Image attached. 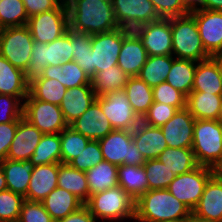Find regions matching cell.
<instances>
[{
  "mask_svg": "<svg viewBox=\"0 0 222 222\" xmlns=\"http://www.w3.org/2000/svg\"><path fill=\"white\" fill-rule=\"evenodd\" d=\"M66 5L70 29L93 35L120 28L112 0H70Z\"/></svg>",
  "mask_w": 222,
  "mask_h": 222,
  "instance_id": "cell-1",
  "label": "cell"
},
{
  "mask_svg": "<svg viewBox=\"0 0 222 222\" xmlns=\"http://www.w3.org/2000/svg\"><path fill=\"white\" fill-rule=\"evenodd\" d=\"M191 210L167 189H153L135 201L137 222H162L170 219H187Z\"/></svg>",
  "mask_w": 222,
  "mask_h": 222,
  "instance_id": "cell-2",
  "label": "cell"
},
{
  "mask_svg": "<svg viewBox=\"0 0 222 222\" xmlns=\"http://www.w3.org/2000/svg\"><path fill=\"white\" fill-rule=\"evenodd\" d=\"M84 205L96 220L121 222L135 218V200L119 185L90 195Z\"/></svg>",
  "mask_w": 222,
  "mask_h": 222,
  "instance_id": "cell-3",
  "label": "cell"
},
{
  "mask_svg": "<svg viewBox=\"0 0 222 222\" xmlns=\"http://www.w3.org/2000/svg\"><path fill=\"white\" fill-rule=\"evenodd\" d=\"M192 150L198 165L216 169L222 162V124L195 120Z\"/></svg>",
  "mask_w": 222,
  "mask_h": 222,
  "instance_id": "cell-4",
  "label": "cell"
},
{
  "mask_svg": "<svg viewBox=\"0 0 222 222\" xmlns=\"http://www.w3.org/2000/svg\"><path fill=\"white\" fill-rule=\"evenodd\" d=\"M172 55L196 62L211 57L205 50L195 18L189 13L171 18Z\"/></svg>",
  "mask_w": 222,
  "mask_h": 222,
  "instance_id": "cell-5",
  "label": "cell"
},
{
  "mask_svg": "<svg viewBox=\"0 0 222 222\" xmlns=\"http://www.w3.org/2000/svg\"><path fill=\"white\" fill-rule=\"evenodd\" d=\"M105 161L117 166H143L146 159L132 140V131L114 129L99 140Z\"/></svg>",
  "mask_w": 222,
  "mask_h": 222,
  "instance_id": "cell-6",
  "label": "cell"
},
{
  "mask_svg": "<svg viewBox=\"0 0 222 222\" xmlns=\"http://www.w3.org/2000/svg\"><path fill=\"white\" fill-rule=\"evenodd\" d=\"M34 40L27 25L0 29V55L28 77Z\"/></svg>",
  "mask_w": 222,
  "mask_h": 222,
  "instance_id": "cell-7",
  "label": "cell"
},
{
  "mask_svg": "<svg viewBox=\"0 0 222 222\" xmlns=\"http://www.w3.org/2000/svg\"><path fill=\"white\" fill-rule=\"evenodd\" d=\"M70 61H73V56L69 32L47 44L34 41L28 65V78L38 75L46 66H57Z\"/></svg>",
  "mask_w": 222,
  "mask_h": 222,
  "instance_id": "cell-8",
  "label": "cell"
},
{
  "mask_svg": "<svg viewBox=\"0 0 222 222\" xmlns=\"http://www.w3.org/2000/svg\"><path fill=\"white\" fill-rule=\"evenodd\" d=\"M214 174V169L199 165L190 172L177 175L167 190L193 211L200 201L206 183Z\"/></svg>",
  "mask_w": 222,
  "mask_h": 222,
  "instance_id": "cell-9",
  "label": "cell"
},
{
  "mask_svg": "<svg viewBox=\"0 0 222 222\" xmlns=\"http://www.w3.org/2000/svg\"><path fill=\"white\" fill-rule=\"evenodd\" d=\"M23 118L43 134L60 133L68 126L59 105L34 99L30 94L23 101Z\"/></svg>",
  "mask_w": 222,
  "mask_h": 222,
  "instance_id": "cell-10",
  "label": "cell"
},
{
  "mask_svg": "<svg viewBox=\"0 0 222 222\" xmlns=\"http://www.w3.org/2000/svg\"><path fill=\"white\" fill-rule=\"evenodd\" d=\"M123 43V28H117L110 32L93 34L91 36L90 78L99 71L117 65L119 52Z\"/></svg>",
  "mask_w": 222,
  "mask_h": 222,
  "instance_id": "cell-11",
  "label": "cell"
},
{
  "mask_svg": "<svg viewBox=\"0 0 222 222\" xmlns=\"http://www.w3.org/2000/svg\"><path fill=\"white\" fill-rule=\"evenodd\" d=\"M27 26L37 43H50L68 32V9H53L28 18Z\"/></svg>",
  "mask_w": 222,
  "mask_h": 222,
  "instance_id": "cell-12",
  "label": "cell"
},
{
  "mask_svg": "<svg viewBox=\"0 0 222 222\" xmlns=\"http://www.w3.org/2000/svg\"><path fill=\"white\" fill-rule=\"evenodd\" d=\"M96 101L100 104L113 129L132 131L141 121L133 111L124 90L96 96Z\"/></svg>",
  "mask_w": 222,
  "mask_h": 222,
  "instance_id": "cell-13",
  "label": "cell"
},
{
  "mask_svg": "<svg viewBox=\"0 0 222 222\" xmlns=\"http://www.w3.org/2000/svg\"><path fill=\"white\" fill-rule=\"evenodd\" d=\"M133 31L141 39L148 56L172 55L171 18H160Z\"/></svg>",
  "mask_w": 222,
  "mask_h": 222,
  "instance_id": "cell-14",
  "label": "cell"
},
{
  "mask_svg": "<svg viewBox=\"0 0 222 222\" xmlns=\"http://www.w3.org/2000/svg\"><path fill=\"white\" fill-rule=\"evenodd\" d=\"M116 20L121 28L137 27L160 19L150 0H112Z\"/></svg>",
  "mask_w": 222,
  "mask_h": 222,
  "instance_id": "cell-15",
  "label": "cell"
},
{
  "mask_svg": "<svg viewBox=\"0 0 222 222\" xmlns=\"http://www.w3.org/2000/svg\"><path fill=\"white\" fill-rule=\"evenodd\" d=\"M199 35L206 52L211 56L222 53V11L192 8Z\"/></svg>",
  "mask_w": 222,
  "mask_h": 222,
  "instance_id": "cell-16",
  "label": "cell"
},
{
  "mask_svg": "<svg viewBox=\"0 0 222 222\" xmlns=\"http://www.w3.org/2000/svg\"><path fill=\"white\" fill-rule=\"evenodd\" d=\"M195 119L185 107L160 129L163 132L167 146L171 148H192Z\"/></svg>",
  "mask_w": 222,
  "mask_h": 222,
  "instance_id": "cell-17",
  "label": "cell"
},
{
  "mask_svg": "<svg viewBox=\"0 0 222 222\" xmlns=\"http://www.w3.org/2000/svg\"><path fill=\"white\" fill-rule=\"evenodd\" d=\"M147 57L146 49L139 36L133 30L123 28V43L117 65L129 77L138 76Z\"/></svg>",
  "mask_w": 222,
  "mask_h": 222,
  "instance_id": "cell-18",
  "label": "cell"
},
{
  "mask_svg": "<svg viewBox=\"0 0 222 222\" xmlns=\"http://www.w3.org/2000/svg\"><path fill=\"white\" fill-rule=\"evenodd\" d=\"M69 126L89 140L94 141H99L114 130L96 100Z\"/></svg>",
  "mask_w": 222,
  "mask_h": 222,
  "instance_id": "cell-19",
  "label": "cell"
},
{
  "mask_svg": "<svg viewBox=\"0 0 222 222\" xmlns=\"http://www.w3.org/2000/svg\"><path fill=\"white\" fill-rule=\"evenodd\" d=\"M43 133L25 118L18 122L15 136L7 153V159L28 161L39 144Z\"/></svg>",
  "mask_w": 222,
  "mask_h": 222,
  "instance_id": "cell-20",
  "label": "cell"
},
{
  "mask_svg": "<svg viewBox=\"0 0 222 222\" xmlns=\"http://www.w3.org/2000/svg\"><path fill=\"white\" fill-rule=\"evenodd\" d=\"M59 163L36 165L33 167L26 200L42 202L57 188Z\"/></svg>",
  "mask_w": 222,
  "mask_h": 222,
  "instance_id": "cell-21",
  "label": "cell"
},
{
  "mask_svg": "<svg viewBox=\"0 0 222 222\" xmlns=\"http://www.w3.org/2000/svg\"><path fill=\"white\" fill-rule=\"evenodd\" d=\"M96 96L91 85L67 89L59 105L65 122L70 125L80 117L96 100Z\"/></svg>",
  "mask_w": 222,
  "mask_h": 222,
  "instance_id": "cell-22",
  "label": "cell"
},
{
  "mask_svg": "<svg viewBox=\"0 0 222 222\" xmlns=\"http://www.w3.org/2000/svg\"><path fill=\"white\" fill-rule=\"evenodd\" d=\"M132 140L146 160L157 157L168 147L160 127L140 123L132 130Z\"/></svg>",
  "mask_w": 222,
  "mask_h": 222,
  "instance_id": "cell-23",
  "label": "cell"
},
{
  "mask_svg": "<svg viewBox=\"0 0 222 222\" xmlns=\"http://www.w3.org/2000/svg\"><path fill=\"white\" fill-rule=\"evenodd\" d=\"M192 212L205 219L222 221V178L216 173L206 183L200 201Z\"/></svg>",
  "mask_w": 222,
  "mask_h": 222,
  "instance_id": "cell-24",
  "label": "cell"
},
{
  "mask_svg": "<svg viewBox=\"0 0 222 222\" xmlns=\"http://www.w3.org/2000/svg\"><path fill=\"white\" fill-rule=\"evenodd\" d=\"M0 94L18 97L22 102L29 94V78L0 55Z\"/></svg>",
  "mask_w": 222,
  "mask_h": 222,
  "instance_id": "cell-25",
  "label": "cell"
},
{
  "mask_svg": "<svg viewBox=\"0 0 222 222\" xmlns=\"http://www.w3.org/2000/svg\"><path fill=\"white\" fill-rule=\"evenodd\" d=\"M192 92L222 95V76L214 57L197 62Z\"/></svg>",
  "mask_w": 222,
  "mask_h": 222,
  "instance_id": "cell-26",
  "label": "cell"
},
{
  "mask_svg": "<svg viewBox=\"0 0 222 222\" xmlns=\"http://www.w3.org/2000/svg\"><path fill=\"white\" fill-rule=\"evenodd\" d=\"M31 78L57 79L67 89L91 85V78L74 61L64 62L57 66H46L42 72Z\"/></svg>",
  "mask_w": 222,
  "mask_h": 222,
  "instance_id": "cell-27",
  "label": "cell"
},
{
  "mask_svg": "<svg viewBox=\"0 0 222 222\" xmlns=\"http://www.w3.org/2000/svg\"><path fill=\"white\" fill-rule=\"evenodd\" d=\"M45 210L56 222L78 211L84 203L67 190L57 187L42 201Z\"/></svg>",
  "mask_w": 222,
  "mask_h": 222,
  "instance_id": "cell-28",
  "label": "cell"
},
{
  "mask_svg": "<svg viewBox=\"0 0 222 222\" xmlns=\"http://www.w3.org/2000/svg\"><path fill=\"white\" fill-rule=\"evenodd\" d=\"M7 184V190L23 196L26 200L28 185L34 165L28 161L5 159L0 162Z\"/></svg>",
  "mask_w": 222,
  "mask_h": 222,
  "instance_id": "cell-29",
  "label": "cell"
},
{
  "mask_svg": "<svg viewBox=\"0 0 222 222\" xmlns=\"http://www.w3.org/2000/svg\"><path fill=\"white\" fill-rule=\"evenodd\" d=\"M222 95L207 92H191L186 97V108L195 120H216Z\"/></svg>",
  "mask_w": 222,
  "mask_h": 222,
  "instance_id": "cell-30",
  "label": "cell"
},
{
  "mask_svg": "<svg viewBox=\"0 0 222 222\" xmlns=\"http://www.w3.org/2000/svg\"><path fill=\"white\" fill-rule=\"evenodd\" d=\"M57 187L71 192L84 204L89 200V186L85 172L69 164L59 163Z\"/></svg>",
  "mask_w": 222,
  "mask_h": 222,
  "instance_id": "cell-31",
  "label": "cell"
},
{
  "mask_svg": "<svg viewBox=\"0 0 222 222\" xmlns=\"http://www.w3.org/2000/svg\"><path fill=\"white\" fill-rule=\"evenodd\" d=\"M89 197L118 185V166L103 160L85 172Z\"/></svg>",
  "mask_w": 222,
  "mask_h": 222,
  "instance_id": "cell-32",
  "label": "cell"
},
{
  "mask_svg": "<svg viewBox=\"0 0 222 222\" xmlns=\"http://www.w3.org/2000/svg\"><path fill=\"white\" fill-rule=\"evenodd\" d=\"M118 185L136 201L148 191V179L143 166H118Z\"/></svg>",
  "mask_w": 222,
  "mask_h": 222,
  "instance_id": "cell-33",
  "label": "cell"
},
{
  "mask_svg": "<svg viewBox=\"0 0 222 222\" xmlns=\"http://www.w3.org/2000/svg\"><path fill=\"white\" fill-rule=\"evenodd\" d=\"M124 91L133 111L142 119L154 102L152 88L138 76H134L129 77Z\"/></svg>",
  "mask_w": 222,
  "mask_h": 222,
  "instance_id": "cell-34",
  "label": "cell"
},
{
  "mask_svg": "<svg viewBox=\"0 0 222 222\" xmlns=\"http://www.w3.org/2000/svg\"><path fill=\"white\" fill-rule=\"evenodd\" d=\"M197 62L174 57L166 82L186 97L192 92Z\"/></svg>",
  "mask_w": 222,
  "mask_h": 222,
  "instance_id": "cell-35",
  "label": "cell"
},
{
  "mask_svg": "<svg viewBox=\"0 0 222 222\" xmlns=\"http://www.w3.org/2000/svg\"><path fill=\"white\" fill-rule=\"evenodd\" d=\"M157 159L176 176L190 172L199 166L192 148L166 147Z\"/></svg>",
  "mask_w": 222,
  "mask_h": 222,
  "instance_id": "cell-36",
  "label": "cell"
},
{
  "mask_svg": "<svg viewBox=\"0 0 222 222\" xmlns=\"http://www.w3.org/2000/svg\"><path fill=\"white\" fill-rule=\"evenodd\" d=\"M129 79L118 65L99 71L91 78V86L97 96L105 95L113 91L124 90Z\"/></svg>",
  "mask_w": 222,
  "mask_h": 222,
  "instance_id": "cell-37",
  "label": "cell"
},
{
  "mask_svg": "<svg viewBox=\"0 0 222 222\" xmlns=\"http://www.w3.org/2000/svg\"><path fill=\"white\" fill-rule=\"evenodd\" d=\"M67 88L57 79L30 78L29 94L37 100L60 105Z\"/></svg>",
  "mask_w": 222,
  "mask_h": 222,
  "instance_id": "cell-38",
  "label": "cell"
},
{
  "mask_svg": "<svg viewBox=\"0 0 222 222\" xmlns=\"http://www.w3.org/2000/svg\"><path fill=\"white\" fill-rule=\"evenodd\" d=\"M173 61V55L148 56L138 77L153 88L166 81Z\"/></svg>",
  "mask_w": 222,
  "mask_h": 222,
  "instance_id": "cell-39",
  "label": "cell"
},
{
  "mask_svg": "<svg viewBox=\"0 0 222 222\" xmlns=\"http://www.w3.org/2000/svg\"><path fill=\"white\" fill-rule=\"evenodd\" d=\"M60 133L43 134L39 144L35 148L30 162L36 165L61 163Z\"/></svg>",
  "mask_w": 222,
  "mask_h": 222,
  "instance_id": "cell-40",
  "label": "cell"
},
{
  "mask_svg": "<svg viewBox=\"0 0 222 222\" xmlns=\"http://www.w3.org/2000/svg\"><path fill=\"white\" fill-rule=\"evenodd\" d=\"M71 34V47L73 61L90 77L91 54H93L91 46V34L78 32L68 28Z\"/></svg>",
  "mask_w": 222,
  "mask_h": 222,
  "instance_id": "cell-41",
  "label": "cell"
},
{
  "mask_svg": "<svg viewBox=\"0 0 222 222\" xmlns=\"http://www.w3.org/2000/svg\"><path fill=\"white\" fill-rule=\"evenodd\" d=\"M61 163L68 164L84 150L90 141L84 135L75 131L69 125L60 132Z\"/></svg>",
  "mask_w": 222,
  "mask_h": 222,
  "instance_id": "cell-42",
  "label": "cell"
},
{
  "mask_svg": "<svg viewBox=\"0 0 222 222\" xmlns=\"http://www.w3.org/2000/svg\"><path fill=\"white\" fill-rule=\"evenodd\" d=\"M28 18L22 0L0 1V29L27 25Z\"/></svg>",
  "mask_w": 222,
  "mask_h": 222,
  "instance_id": "cell-43",
  "label": "cell"
},
{
  "mask_svg": "<svg viewBox=\"0 0 222 222\" xmlns=\"http://www.w3.org/2000/svg\"><path fill=\"white\" fill-rule=\"evenodd\" d=\"M148 179V190L167 189L176 175L158 159L146 160L143 165Z\"/></svg>",
  "mask_w": 222,
  "mask_h": 222,
  "instance_id": "cell-44",
  "label": "cell"
},
{
  "mask_svg": "<svg viewBox=\"0 0 222 222\" xmlns=\"http://www.w3.org/2000/svg\"><path fill=\"white\" fill-rule=\"evenodd\" d=\"M25 198L10 190L0 192V222H17Z\"/></svg>",
  "mask_w": 222,
  "mask_h": 222,
  "instance_id": "cell-45",
  "label": "cell"
},
{
  "mask_svg": "<svg viewBox=\"0 0 222 222\" xmlns=\"http://www.w3.org/2000/svg\"><path fill=\"white\" fill-rule=\"evenodd\" d=\"M103 160L99 141L90 140L84 150L68 164L79 171L86 172Z\"/></svg>",
  "mask_w": 222,
  "mask_h": 222,
  "instance_id": "cell-46",
  "label": "cell"
},
{
  "mask_svg": "<svg viewBox=\"0 0 222 222\" xmlns=\"http://www.w3.org/2000/svg\"><path fill=\"white\" fill-rule=\"evenodd\" d=\"M160 18H172L188 15L193 0H150Z\"/></svg>",
  "mask_w": 222,
  "mask_h": 222,
  "instance_id": "cell-47",
  "label": "cell"
},
{
  "mask_svg": "<svg viewBox=\"0 0 222 222\" xmlns=\"http://www.w3.org/2000/svg\"><path fill=\"white\" fill-rule=\"evenodd\" d=\"M152 91L154 102L171 105L178 110L186 107V96L166 81L153 87Z\"/></svg>",
  "mask_w": 222,
  "mask_h": 222,
  "instance_id": "cell-48",
  "label": "cell"
},
{
  "mask_svg": "<svg viewBox=\"0 0 222 222\" xmlns=\"http://www.w3.org/2000/svg\"><path fill=\"white\" fill-rule=\"evenodd\" d=\"M178 111L176 107L164 103L153 102L141 121L147 125L161 127Z\"/></svg>",
  "mask_w": 222,
  "mask_h": 222,
  "instance_id": "cell-49",
  "label": "cell"
},
{
  "mask_svg": "<svg viewBox=\"0 0 222 222\" xmlns=\"http://www.w3.org/2000/svg\"><path fill=\"white\" fill-rule=\"evenodd\" d=\"M23 118V103L15 96L0 94V124Z\"/></svg>",
  "mask_w": 222,
  "mask_h": 222,
  "instance_id": "cell-50",
  "label": "cell"
},
{
  "mask_svg": "<svg viewBox=\"0 0 222 222\" xmlns=\"http://www.w3.org/2000/svg\"><path fill=\"white\" fill-rule=\"evenodd\" d=\"M17 222H55L42 202L25 200Z\"/></svg>",
  "mask_w": 222,
  "mask_h": 222,
  "instance_id": "cell-51",
  "label": "cell"
},
{
  "mask_svg": "<svg viewBox=\"0 0 222 222\" xmlns=\"http://www.w3.org/2000/svg\"><path fill=\"white\" fill-rule=\"evenodd\" d=\"M28 17L53 9H68L61 0H22Z\"/></svg>",
  "mask_w": 222,
  "mask_h": 222,
  "instance_id": "cell-52",
  "label": "cell"
},
{
  "mask_svg": "<svg viewBox=\"0 0 222 222\" xmlns=\"http://www.w3.org/2000/svg\"><path fill=\"white\" fill-rule=\"evenodd\" d=\"M21 119L22 118H19L14 122L0 124V162L7 159V153L15 136L18 122Z\"/></svg>",
  "mask_w": 222,
  "mask_h": 222,
  "instance_id": "cell-53",
  "label": "cell"
},
{
  "mask_svg": "<svg viewBox=\"0 0 222 222\" xmlns=\"http://www.w3.org/2000/svg\"><path fill=\"white\" fill-rule=\"evenodd\" d=\"M96 218L90 213L89 209L84 205L78 211L69 214L65 218L56 222H96Z\"/></svg>",
  "mask_w": 222,
  "mask_h": 222,
  "instance_id": "cell-54",
  "label": "cell"
},
{
  "mask_svg": "<svg viewBox=\"0 0 222 222\" xmlns=\"http://www.w3.org/2000/svg\"><path fill=\"white\" fill-rule=\"evenodd\" d=\"M192 8L222 11V0H193Z\"/></svg>",
  "mask_w": 222,
  "mask_h": 222,
  "instance_id": "cell-55",
  "label": "cell"
},
{
  "mask_svg": "<svg viewBox=\"0 0 222 222\" xmlns=\"http://www.w3.org/2000/svg\"><path fill=\"white\" fill-rule=\"evenodd\" d=\"M187 222H222V221L205 219V218L199 217V216L195 215L193 212H191V214L187 218Z\"/></svg>",
  "mask_w": 222,
  "mask_h": 222,
  "instance_id": "cell-56",
  "label": "cell"
},
{
  "mask_svg": "<svg viewBox=\"0 0 222 222\" xmlns=\"http://www.w3.org/2000/svg\"><path fill=\"white\" fill-rule=\"evenodd\" d=\"M5 190H7V184L2 166L0 164V192Z\"/></svg>",
  "mask_w": 222,
  "mask_h": 222,
  "instance_id": "cell-57",
  "label": "cell"
},
{
  "mask_svg": "<svg viewBox=\"0 0 222 222\" xmlns=\"http://www.w3.org/2000/svg\"><path fill=\"white\" fill-rule=\"evenodd\" d=\"M217 62H218V66H219V69H220V72H221V76H222V53L221 54H218V55H215L213 56Z\"/></svg>",
  "mask_w": 222,
  "mask_h": 222,
  "instance_id": "cell-58",
  "label": "cell"
},
{
  "mask_svg": "<svg viewBox=\"0 0 222 222\" xmlns=\"http://www.w3.org/2000/svg\"><path fill=\"white\" fill-rule=\"evenodd\" d=\"M215 173L222 178V162L221 164L215 169Z\"/></svg>",
  "mask_w": 222,
  "mask_h": 222,
  "instance_id": "cell-59",
  "label": "cell"
},
{
  "mask_svg": "<svg viewBox=\"0 0 222 222\" xmlns=\"http://www.w3.org/2000/svg\"><path fill=\"white\" fill-rule=\"evenodd\" d=\"M216 120L222 124V102H221V106H220L219 113Z\"/></svg>",
  "mask_w": 222,
  "mask_h": 222,
  "instance_id": "cell-60",
  "label": "cell"
},
{
  "mask_svg": "<svg viewBox=\"0 0 222 222\" xmlns=\"http://www.w3.org/2000/svg\"><path fill=\"white\" fill-rule=\"evenodd\" d=\"M162 222H187V219H170Z\"/></svg>",
  "mask_w": 222,
  "mask_h": 222,
  "instance_id": "cell-61",
  "label": "cell"
},
{
  "mask_svg": "<svg viewBox=\"0 0 222 222\" xmlns=\"http://www.w3.org/2000/svg\"><path fill=\"white\" fill-rule=\"evenodd\" d=\"M63 3L67 4L70 0H61Z\"/></svg>",
  "mask_w": 222,
  "mask_h": 222,
  "instance_id": "cell-62",
  "label": "cell"
}]
</instances>
